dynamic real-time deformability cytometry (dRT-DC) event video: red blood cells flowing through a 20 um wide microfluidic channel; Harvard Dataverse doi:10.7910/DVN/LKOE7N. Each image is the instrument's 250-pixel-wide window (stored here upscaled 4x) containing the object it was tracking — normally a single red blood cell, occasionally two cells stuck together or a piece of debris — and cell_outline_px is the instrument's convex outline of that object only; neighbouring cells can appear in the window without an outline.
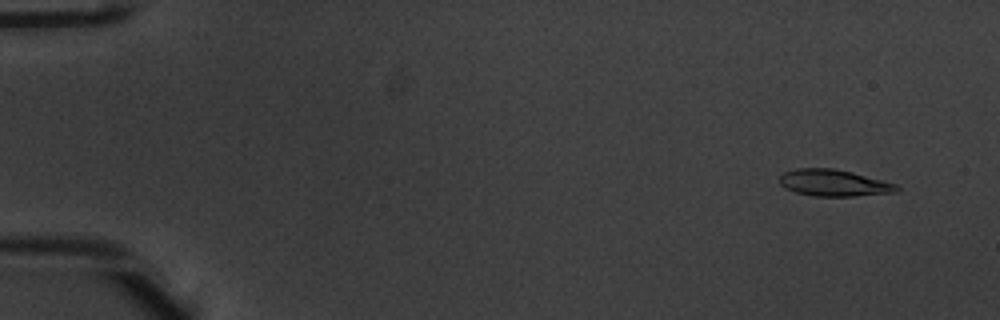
{"species": "common noctule bat (a hibernating species)", "species_latin": "Nyctalus noctula", "temperature_condition": "warm", "stored_images_in_passage": 52, "camera_frame_rate_fps": 3000, "um_per_image_px": 0.085, "animal": {"sex": "male", "body_mass_g": 20.1, "forearm_length_mm": 53.5}, "frame": {"image": 1, "passage_image": 4, "time_ms": 1.0, "image_size_px": [1000, 320], "cell_outline_px": [[900, 188], [896, 192], [852, 196], [812, 196], [796, 192], [784, 188], [780, 184], [780, 176], [784, 172], [796, 168], [832, 168], [852, 172], [884, 180], [896, 184]], "centroid_in_image_um": [70.86, 15.54], "position_along_channel_um": 14.1, "area_um2": 18.21}}
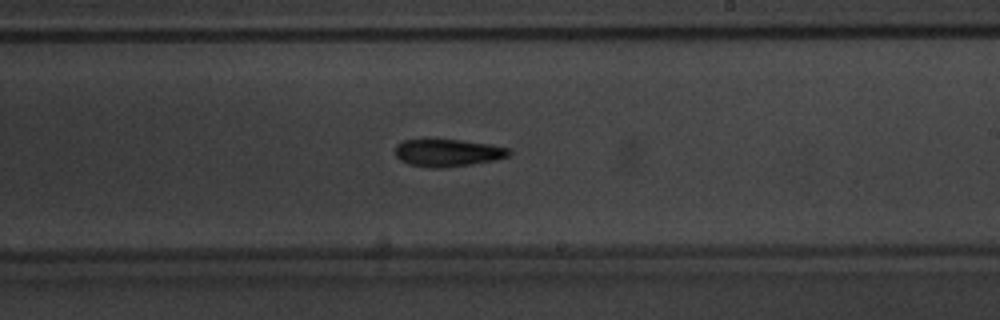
{"frame": {"image": 2, "passage_image": 32, "time_ms": 10.333, "image_size_px": [1000, 320], "cell_outline_px": [[512, 152], [508, 156], [496, 160], [472, 164], [444, 168], [432, 168], [408, 164], [400, 160], [396, 156], [396, 144], [404, 140], [460, 140], [492, 144], [512, 148]], "centroid_in_image_um": [38.11, 12.99], "position_along_channel_um": 250.9, "area_um2": 18.32}}
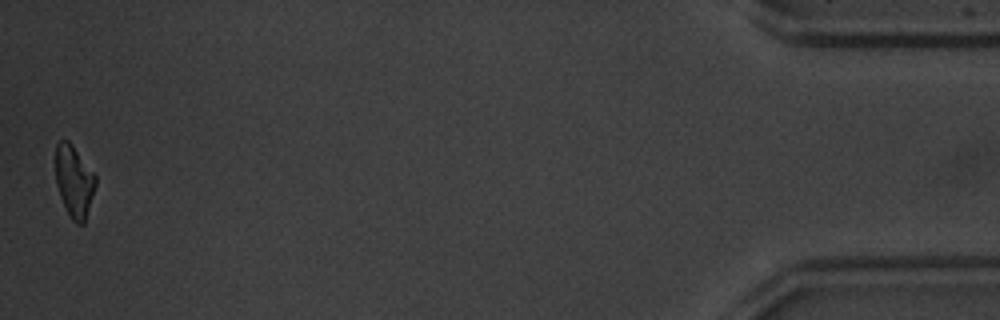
{"frame": {"image": 3, "passage_image": 52, "time_ms": 17.0, "image_size_px": [1000, 320], "cell_outline_px": [[96, 184], [84, 224], [76, 224], [72, 220], [60, 196], [56, 184], [56, 144], [60, 140], [68, 140], [72, 144], [96, 176]], "centroid_in_image_um": [6.3, 15.4], "position_along_channel_um": 428.9, "area_um2": 16.53}, "authors_computed_cell_mechanics": {"area_um2": 18.2937, "velocity_mm_per_s": 3.9449, "shape_relaxation_time_tau1_ms": 3.214, "shape_relaxation_time_tau2_ms": null, "deformation_change_tau1": 0.1615, "deformation_change_tau2": null}}